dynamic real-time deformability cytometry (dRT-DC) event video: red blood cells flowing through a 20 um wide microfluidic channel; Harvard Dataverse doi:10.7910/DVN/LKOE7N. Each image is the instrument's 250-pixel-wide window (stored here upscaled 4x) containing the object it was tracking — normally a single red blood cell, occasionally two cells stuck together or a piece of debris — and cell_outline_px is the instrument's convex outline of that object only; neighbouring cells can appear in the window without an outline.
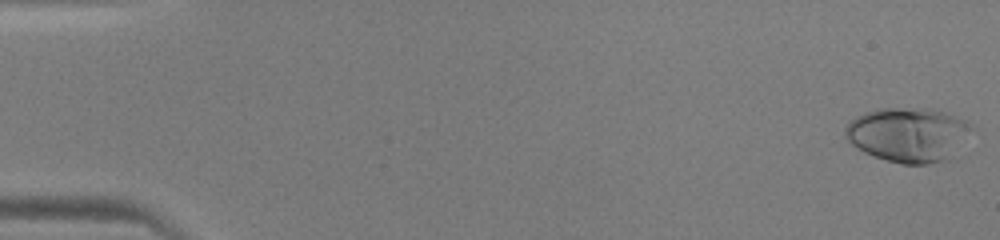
{"species": "human", "species_latin": "Homo sapiens", "temperature_condition": "warm", "stored_images_in_passage": 48, "camera_frame_rate_fps": 3000, "um_per_image_px": 0.085, "donor": {"sex": "male"}, "frame": {"image": 1, "passage_image": 1, "time_ms": 0.0, "image_size_px": [1000, 240], "cell_outline_px": [[976, 128], [948, 160], [928, 164], [900, 164], [864, 152], [852, 144], [848, 140], [844, 132], [844, 128], [848, 120], [864, 112], [884, 108], [896, 108], [944, 112], [968, 120]], "centroid_in_image_um": [77.22, 11.45], "position_along_channel_um": 7.8, "area_um2": 40.0}}
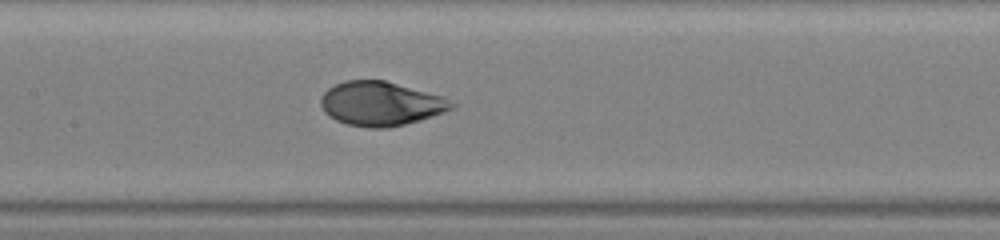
{"frame": {"image": 2, "passage_image": 24, "time_ms": 7.667, "image_size_px": [1000, 240], "cell_outline_px": [[456, 104], [452, 108], [444, 112], [420, 120], [388, 128], [368, 128], [348, 124], [336, 120], [328, 116], [324, 112], [320, 104], [320, 96], [328, 88], [344, 80], [384, 80], [444, 96]], "centroid_in_image_um": [32.35, 8.81], "position_along_channel_um": 175.1, "area_um2": 33.76}}
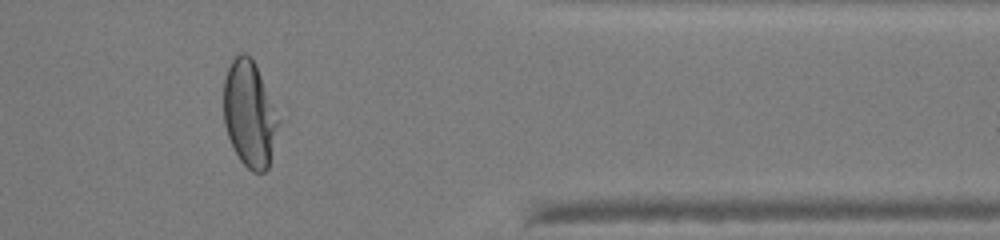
{"frame": {"image": 3, "passage_image": 40, "time_ms": 13.0, "image_size_px": [1000, 240], "cell_outline_px": [[280, 120], [268, 168], [264, 172], [252, 172], [240, 160], [228, 136], [224, 124], [224, 80], [228, 68], [232, 60], [240, 52], [244, 52], [256, 64]], "centroid_in_image_um": [21.2, 9.69], "position_along_channel_um": 390.2, "area_um2": 33.58}}